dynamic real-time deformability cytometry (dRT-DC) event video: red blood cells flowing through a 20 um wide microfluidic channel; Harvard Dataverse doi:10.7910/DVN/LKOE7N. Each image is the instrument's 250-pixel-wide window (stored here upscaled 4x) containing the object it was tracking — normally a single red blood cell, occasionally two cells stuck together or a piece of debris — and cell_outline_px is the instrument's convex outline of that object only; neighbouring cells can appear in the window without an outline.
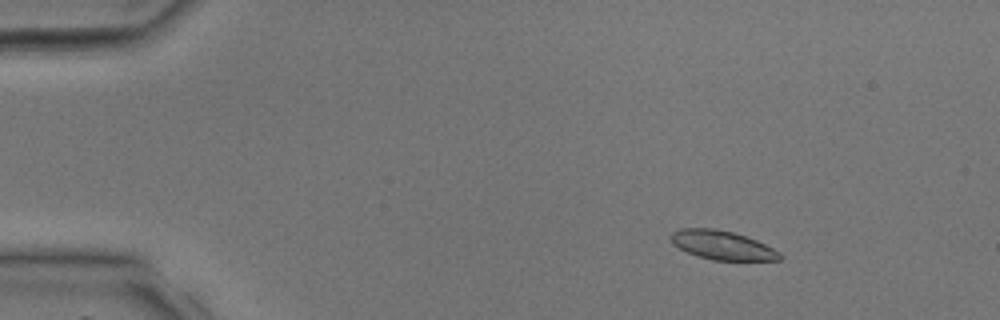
{"species": "common noctule bat (a hibernating species)", "species_latin": "Nyctalus noctula", "temperature_condition": "room temperature", "stored_images_in_passage": 41, "segment_of_instrument_passage": [1, 2], "camera_frame_rate_fps": 3000, "um_per_image_px": 0.085, "animal": {"sex": "male", "body_mass_g": 17.9, "forearm_length_mm": 54.2}, "frame": {"image": 1, "passage_image": 6, "time_ms": 1.667, "image_size_px": [1000, 320], "cell_outline_px": [[784, 256], [780, 260], [712, 260], [696, 256], [672, 244], [668, 236], [672, 232], [680, 228], [712, 228], [732, 232], [756, 240], [780, 252]], "centroid_in_image_um": [61.35, 20.84], "position_along_channel_um": 23.6, "area_um2": 18.38}}
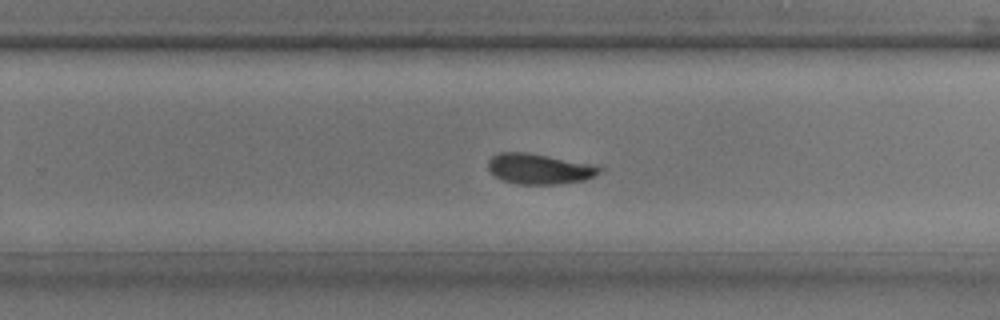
{"frame": {"image": 2, "passage_image": 26, "time_ms": 8.333, "image_size_px": [1000, 320], "cell_outline_px": [[608, 168], [584, 180], [560, 184], [516, 184], [500, 180], [488, 168], [488, 160], [492, 156], [500, 152], [528, 152], [592, 164]], "centroid_in_image_um": [45.85, 14.35], "position_along_channel_um": 284.0, "area_um2": 19.88}}
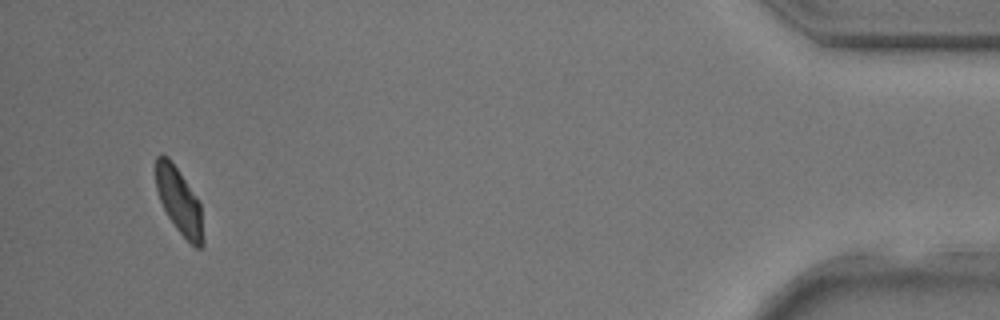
{"frame": {"image": 3, "passage_image": 38, "time_ms": 12.333, "image_size_px": [1000, 320], "cell_outline_px": [[204, 244], [200, 248], [196, 248], [176, 228], [168, 216], [160, 200], [156, 188], [156, 156], [160, 152], [168, 156], [200, 204], [204, 240]], "centroid_in_image_um": [15.21, 17.09], "position_along_channel_um": 420.0, "area_um2": 17.74}}